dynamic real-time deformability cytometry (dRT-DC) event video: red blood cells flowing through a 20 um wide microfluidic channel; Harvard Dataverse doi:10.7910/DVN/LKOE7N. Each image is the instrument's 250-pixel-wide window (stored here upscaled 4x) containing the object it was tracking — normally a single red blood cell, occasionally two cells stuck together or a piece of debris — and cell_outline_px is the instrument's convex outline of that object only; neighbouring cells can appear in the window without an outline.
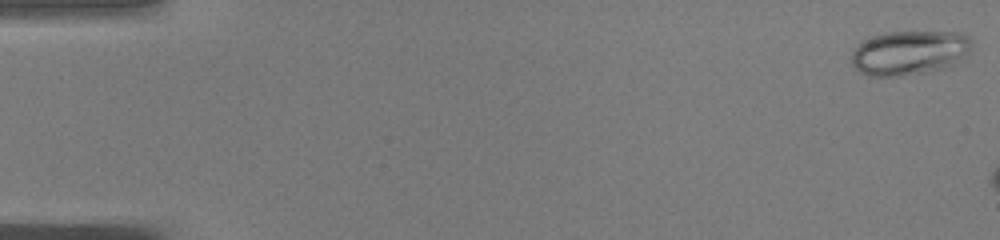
{"species": "common noctule bat (a hibernating species)", "species_latin": "Nyctalus noctula", "temperature_condition": "warm", "stored_images_in_passage": 7, "camera_frame_rate_fps": 3000, "um_per_image_px": 0.085, "animal": {"sex": "male", "body_mass_g": 19.0, "forearm_length_mm": 50.8}, "frame": {"image": 1, "passage_image": 1, "time_ms": 0.0, "image_size_px": [1000, 240], "cell_outline_px": [[972, 48], [956, 64], [924, 72], [900, 76], [868, 76], [860, 72], [852, 64], [852, 52], [860, 40], [884, 32], [956, 32], [968, 36], [972, 40]], "centroid_in_image_um": [77.27, 4.47], "position_along_channel_um": 7.7, "area_um2": 31.21}}